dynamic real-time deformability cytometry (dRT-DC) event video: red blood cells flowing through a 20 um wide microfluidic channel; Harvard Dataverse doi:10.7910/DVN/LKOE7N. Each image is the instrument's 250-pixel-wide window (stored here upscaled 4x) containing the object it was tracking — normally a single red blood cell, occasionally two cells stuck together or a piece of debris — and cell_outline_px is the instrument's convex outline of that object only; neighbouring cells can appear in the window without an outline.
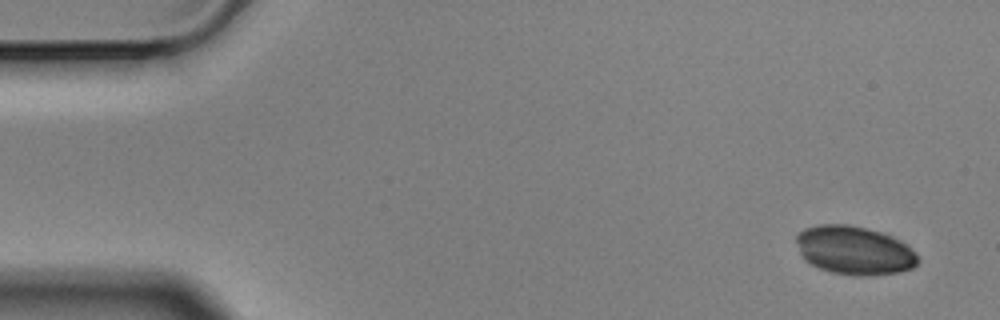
{"species": "Egyptian fruit bat (a non-hibernating species)", "species_latin": "Rousettus aegyptiacus", "temperature_condition": "cold", "stored_images_in_passage": 5, "camera_frame_rate_fps": 3000, "um_per_image_px": 0.085, "animal": {"sex": "male"}, "frame": {"image": 1, "passage_image": 1, "time_ms": 0.0, "image_size_px": [1000, 320], "cell_outline_px": [[920, 264], [912, 268], [900, 272], [872, 276], [852, 276], [832, 272], [820, 268], [804, 260], [800, 252], [796, 240], [796, 236], [804, 228], [820, 224], [848, 224], [880, 232], [904, 244], [920, 260]], "centroid_in_image_um": [72.59, 21.3], "position_along_channel_um": 12.4, "area_um2": 34.16}}
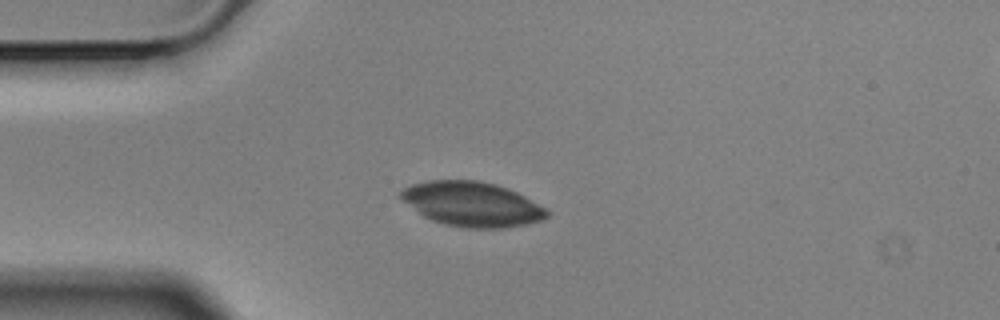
{"frame": {"image": 2, "passage_image": 4, "time_ms": 1.0, "image_size_px": [1000, 320], "cell_outline_px": [[548, 216], [540, 220], [524, 224], [504, 228], [468, 228], [444, 224], [432, 220], [424, 216], [396, 196], [404, 188], [412, 184], [428, 180], [476, 180], [496, 184], [516, 192], [524, 196], [544, 208], [548, 212]], "centroid_in_image_um": [40.06, 17.34], "position_along_channel_um": 44.9, "area_um2": 37.69}}